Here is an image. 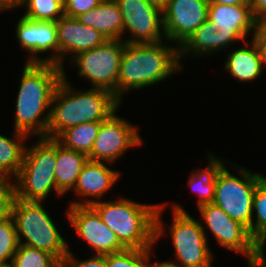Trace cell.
<instances>
[{"label": "cell", "instance_id": "1f68e13d", "mask_svg": "<svg viewBox=\"0 0 266 267\" xmlns=\"http://www.w3.org/2000/svg\"><path fill=\"white\" fill-rule=\"evenodd\" d=\"M103 0H65L64 15L77 18L79 15L96 8Z\"/></svg>", "mask_w": 266, "mask_h": 267}, {"label": "cell", "instance_id": "5b68a950", "mask_svg": "<svg viewBox=\"0 0 266 267\" xmlns=\"http://www.w3.org/2000/svg\"><path fill=\"white\" fill-rule=\"evenodd\" d=\"M39 139L29 150L25 149L23 163L14 183L18 199L42 202L51 190L56 191L58 196L63 195L55 181L56 139Z\"/></svg>", "mask_w": 266, "mask_h": 267}, {"label": "cell", "instance_id": "ab89813d", "mask_svg": "<svg viewBox=\"0 0 266 267\" xmlns=\"http://www.w3.org/2000/svg\"><path fill=\"white\" fill-rule=\"evenodd\" d=\"M260 42L262 43L263 45V48H264V52H265V58H266V39H259Z\"/></svg>", "mask_w": 266, "mask_h": 267}, {"label": "cell", "instance_id": "f1b7e54d", "mask_svg": "<svg viewBox=\"0 0 266 267\" xmlns=\"http://www.w3.org/2000/svg\"><path fill=\"white\" fill-rule=\"evenodd\" d=\"M152 249H126L122 252L106 255L107 267H157L150 264Z\"/></svg>", "mask_w": 266, "mask_h": 267}, {"label": "cell", "instance_id": "4316f807", "mask_svg": "<svg viewBox=\"0 0 266 267\" xmlns=\"http://www.w3.org/2000/svg\"><path fill=\"white\" fill-rule=\"evenodd\" d=\"M12 265L13 267H62L51 253L24 244H19Z\"/></svg>", "mask_w": 266, "mask_h": 267}, {"label": "cell", "instance_id": "8d00e7d4", "mask_svg": "<svg viewBox=\"0 0 266 267\" xmlns=\"http://www.w3.org/2000/svg\"><path fill=\"white\" fill-rule=\"evenodd\" d=\"M209 4L250 5L249 0H207Z\"/></svg>", "mask_w": 266, "mask_h": 267}, {"label": "cell", "instance_id": "d6a6232c", "mask_svg": "<svg viewBox=\"0 0 266 267\" xmlns=\"http://www.w3.org/2000/svg\"><path fill=\"white\" fill-rule=\"evenodd\" d=\"M62 267H107L106 255H95L93 258L78 261L69 250Z\"/></svg>", "mask_w": 266, "mask_h": 267}, {"label": "cell", "instance_id": "5bb4252c", "mask_svg": "<svg viewBox=\"0 0 266 267\" xmlns=\"http://www.w3.org/2000/svg\"><path fill=\"white\" fill-rule=\"evenodd\" d=\"M67 217L78 236L86 240L96 255H109L127 249L91 206H70Z\"/></svg>", "mask_w": 266, "mask_h": 267}, {"label": "cell", "instance_id": "4fadbf2b", "mask_svg": "<svg viewBox=\"0 0 266 267\" xmlns=\"http://www.w3.org/2000/svg\"><path fill=\"white\" fill-rule=\"evenodd\" d=\"M207 0H169L163 9L165 38L180 47L208 20Z\"/></svg>", "mask_w": 266, "mask_h": 267}, {"label": "cell", "instance_id": "ffe728a7", "mask_svg": "<svg viewBox=\"0 0 266 267\" xmlns=\"http://www.w3.org/2000/svg\"><path fill=\"white\" fill-rule=\"evenodd\" d=\"M77 19L107 39H121L123 36V17L116 0H103L96 8L79 15Z\"/></svg>", "mask_w": 266, "mask_h": 267}, {"label": "cell", "instance_id": "7c38bea8", "mask_svg": "<svg viewBox=\"0 0 266 267\" xmlns=\"http://www.w3.org/2000/svg\"><path fill=\"white\" fill-rule=\"evenodd\" d=\"M141 143V136H139L137 128L127 120L117 117L114 112L101 123L88 159L113 163L127 149L140 146Z\"/></svg>", "mask_w": 266, "mask_h": 267}, {"label": "cell", "instance_id": "52a82bcc", "mask_svg": "<svg viewBox=\"0 0 266 267\" xmlns=\"http://www.w3.org/2000/svg\"><path fill=\"white\" fill-rule=\"evenodd\" d=\"M237 167L242 178L232 175L225 166L217 174L213 203L232 219L244 225L251 235L254 192L264 176Z\"/></svg>", "mask_w": 266, "mask_h": 267}, {"label": "cell", "instance_id": "ac0fdd59", "mask_svg": "<svg viewBox=\"0 0 266 267\" xmlns=\"http://www.w3.org/2000/svg\"><path fill=\"white\" fill-rule=\"evenodd\" d=\"M120 173L108 168L103 162L88 160L82 168L74 186L75 193L84 197H96V200L85 199V202H71L70 206H90L97 202L113 184L117 182ZM104 193V194H103ZM87 200V201H86Z\"/></svg>", "mask_w": 266, "mask_h": 267}, {"label": "cell", "instance_id": "cb8c5ba5", "mask_svg": "<svg viewBox=\"0 0 266 267\" xmlns=\"http://www.w3.org/2000/svg\"><path fill=\"white\" fill-rule=\"evenodd\" d=\"M209 165L207 168L193 172L188 180V185L192 190L198 193V207L213 203L215 197L216 177L220 170L224 167L222 160L213 155H209Z\"/></svg>", "mask_w": 266, "mask_h": 267}, {"label": "cell", "instance_id": "f35d334b", "mask_svg": "<svg viewBox=\"0 0 266 267\" xmlns=\"http://www.w3.org/2000/svg\"><path fill=\"white\" fill-rule=\"evenodd\" d=\"M157 267H183V266L157 262ZM204 267H211V265L210 266H204Z\"/></svg>", "mask_w": 266, "mask_h": 267}, {"label": "cell", "instance_id": "7402d4cb", "mask_svg": "<svg viewBox=\"0 0 266 267\" xmlns=\"http://www.w3.org/2000/svg\"><path fill=\"white\" fill-rule=\"evenodd\" d=\"M15 139L0 134V180H10L20 172L26 147L23 140L28 135L14 131Z\"/></svg>", "mask_w": 266, "mask_h": 267}, {"label": "cell", "instance_id": "4dcf8cb0", "mask_svg": "<svg viewBox=\"0 0 266 267\" xmlns=\"http://www.w3.org/2000/svg\"><path fill=\"white\" fill-rule=\"evenodd\" d=\"M15 197L14 183L12 184L9 180H0V222L11 216Z\"/></svg>", "mask_w": 266, "mask_h": 267}, {"label": "cell", "instance_id": "484cf974", "mask_svg": "<svg viewBox=\"0 0 266 267\" xmlns=\"http://www.w3.org/2000/svg\"><path fill=\"white\" fill-rule=\"evenodd\" d=\"M256 211L257 220L251 222V236L264 250L266 244V177L259 182L254 192L253 212Z\"/></svg>", "mask_w": 266, "mask_h": 267}, {"label": "cell", "instance_id": "7a4b0ae2", "mask_svg": "<svg viewBox=\"0 0 266 267\" xmlns=\"http://www.w3.org/2000/svg\"><path fill=\"white\" fill-rule=\"evenodd\" d=\"M90 206L127 249H152L164 232L160 219L164 205H143L121 198L98 200Z\"/></svg>", "mask_w": 266, "mask_h": 267}, {"label": "cell", "instance_id": "30bf717a", "mask_svg": "<svg viewBox=\"0 0 266 267\" xmlns=\"http://www.w3.org/2000/svg\"><path fill=\"white\" fill-rule=\"evenodd\" d=\"M126 42L107 39L102 45L81 52L72 58L80 77L92 82L93 88L105 89L117 98L120 61Z\"/></svg>", "mask_w": 266, "mask_h": 267}, {"label": "cell", "instance_id": "e575fe53", "mask_svg": "<svg viewBox=\"0 0 266 267\" xmlns=\"http://www.w3.org/2000/svg\"><path fill=\"white\" fill-rule=\"evenodd\" d=\"M25 0H0V11L24 5Z\"/></svg>", "mask_w": 266, "mask_h": 267}, {"label": "cell", "instance_id": "836d02e7", "mask_svg": "<svg viewBox=\"0 0 266 267\" xmlns=\"http://www.w3.org/2000/svg\"><path fill=\"white\" fill-rule=\"evenodd\" d=\"M253 16L258 20L266 14V0H249Z\"/></svg>", "mask_w": 266, "mask_h": 267}, {"label": "cell", "instance_id": "44dd1931", "mask_svg": "<svg viewBox=\"0 0 266 267\" xmlns=\"http://www.w3.org/2000/svg\"><path fill=\"white\" fill-rule=\"evenodd\" d=\"M88 160L86 154L66 148L56 140L55 181L63 194L74 188Z\"/></svg>", "mask_w": 266, "mask_h": 267}, {"label": "cell", "instance_id": "e0dca14e", "mask_svg": "<svg viewBox=\"0 0 266 267\" xmlns=\"http://www.w3.org/2000/svg\"><path fill=\"white\" fill-rule=\"evenodd\" d=\"M59 44V67L63 58L72 52V56L102 45L107 38L96 29L84 25L77 18L63 15L56 21ZM75 54V55H73Z\"/></svg>", "mask_w": 266, "mask_h": 267}, {"label": "cell", "instance_id": "8992f818", "mask_svg": "<svg viewBox=\"0 0 266 267\" xmlns=\"http://www.w3.org/2000/svg\"><path fill=\"white\" fill-rule=\"evenodd\" d=\"M41 203L15 197L11 217L16 227L19 244L51 253L62 264L69 252V245L58 232ZM21 235L26 239L25 242H22Z\"/></svg>", "mask_w": 266, "mask_h": 267}, {"label": "cell", "instance_id": "6da1fadb", "mask_svg": "<svg viewBox=\"0 0 266 267\" xmlns=\"http://www.w3.org/2000/svg\"><path fill=\"white\" fill-rule=\"evenodd\" d=\"M63 69L53 63L26 62L16 99L15 131L47 137L49 108L54 91L63 78ZM46 109L49 110L45 116Z\"/></svg>", "mask_w": 266, "mask_h": 267}, {"label": "cell", "instance_id": "8fae6325", "mask_svg": "<svg viewBox=\"0 0 266 267\" xmlns=\"http://www.w3.org/2000/svg\"><path fill=\"white\" fill-rule=\"evenodd\" d=\"M116 2L123 17V34L128 30L127 32H131L132 35L131 38L124 39L126 43L162 42V33L165 38L163 10L147 0H116Z\"/></svg>", "mask_w": 266, "mask_h": 267}, {"label": "cell", "instance_id": "60d3db41", "mask_svg": "<svg viewBox=\"0 0 266 267\" xmlns=\"http://www.w3.org/2000/svg\"><path fill=\"white\" fill-rule=\"evenodd\" d=\"M0 267H13L12 262L10 263H0Z\"/></svg>", "mask_w": 266, "mask_h": 267}, {"label": "cell", "instance_id": "3957f363", "mask_svg": "<svg viewBox=\"0 0 266 267\" xmlns=\"http://www.w3.org/2000/svg\"><path fill=\"white\" fill-rule=\"evenodd\" d=\"M69 84L63 71V78L52 97L48 138L56 139L66 129L82 123L105 121L117 111L121 103L108 90L92 87L76 93Z\"/></svg>", "mask_w": 266, "mask_h": 267}, {"label": "cell", "instance_id": "83f0119b", "mask_svg": "<svg viewBox=\"0 0 266 267\" xmlns=\"http://www.w3.org/2000/svg\"><path fill=\"white\" fill-rule=\"evenodd\" d=\"M24 5L27 7L23 17L32 21L56 22L64 15L62 0H25Z\"/></svg>", "mask_w": 266, "mask_h": 267}, {"label": "cell", "instance_id": "277c9868", "mask_svg": "<svg viewBox=\"0 0 266 267\" xmlns=\"http://www.w3.org/2000/svg\"><path fill=\"white\" fill-rule=\"evenodd\" d=\"M163 43L125 44L117 80L120 102L124 92L151 86L182 69L179 47Z\"/></svg>", "mask_w": 266, "mask_h": 267}, {"label": "cell", "instance_id": "2e32d148", "mask_svg": "<svg viewBox=\"0 0 266 267\" xmlns=\"http://www.w3.org/2000/svg\"><path fill=\"white\" fill-rule=\"evenodd\" d=\"M16 35L20 46L32 55L29 56L28 63H53L59 66L56 22L32 21L22 16L17 23ZM50 50L56 53L45 59L37 57V53H45Z\"/></svg>", "mask_w": 266, "mask_h": 267}, {"label": "cell", "instance_id": "74e56055", "mask_svg": "<svg viewBox=\"0 0 266 267\" xmlns=\"http://www.w3.org/2000/svg\"><path fill=\"white\" fill-rule=\"evenodd\" d=\"M150 4L156 6L157 8H160L161 10H163L166 5H167V2L169 0H147Z\"/></svg>", "mask_w": 266, "mask_h": 267}, {"label": "cell", "instance_id": "f546056e", "mask_svg": "<svg viewBox=\"0 0 266 267\" xmlns=\"http://www.w3.org/2000/svg\"><path fill=\"white\" fill-rule=\"evenodd\" d=\"M19 247L16 227L10 216L0 222V263L12 262L14 254Z\"/></svg>", "mask_w": 266, "mask_h": 267}, {"label": "cell", "instance_id": "d590c367", "mask_svg": "<svg viewBox=\"0 0 266 267\" xmlns=\"http://www.w3.org/2000/svg\"><path fill=\"white\" fill-rule=\"evenodd\" d=\"M257 38L266 39V14L257 21Z\"/></svg>", "mask_w": 266, "mask_h": 267}, {"label": "cell", "instance_id": "9a60e30c", "mask_svg": "<svg viewBox=\"0 0 266 267\" xmlns=\"http://www.w3.org/2000/svg\"><path fill=\"white\" fill-rule=\"evenodd\" d=\"M208 20L220 31L222 48L240 40L248 46L246 37L251 31L257 37L258 20L250 5L209 4Z\"/></svg>", "mask_w": 266, "mask_h": 267}, {"label": "cell", "instance_id": "9c48e42d", "mask_svg": "<svg viewBox=\"0 0 266 267\" xmlns=\"http://www.w3.org/2000/svg\"><path fill=\"white\" fill-rule=\"evenodd\" d=\"M169 230L175 248V257L180 263H174V261L161 263L183 267L211 265L213 256L202 223L195 221L179 204L173 206V222Z\"/></svg>", "mask_w": 266, "mask_h": 267}, {"label": "cell", "instance_id": "d6986e66", "mask_svg": "<svg viewBox=\"0 0 266 267\" xmlns=\"http://www.w3.org/2000/svg\"><path fill=\"white\" fill-rule=\"evenodd\" d=\"M266 65L265 52L262 43L253 37L251 47H241L228 55L226 70L239 81H252L258 78Z\"/></svg>", "mask_w": 266, "mask_h": 267}, {"label": "cell", "instance_id": "d4e9b609", "mask_svg": "<svg viewBox=\"0 0 266 267\" xmlns=\"http://www.w3.org/2000/svg\"><path fill=\"white\" fill-rule=\"evenodd\" d=\"M103 121L79 124L63 131L56 140L64 147L86 154L91 153L100 125Z\"/></svg>", "mask_w": 266, "mask_h": 267}, {"label": "cell", "instance_id": "ba28073f", "mask_svg": "<svg viewBox=\"0 0 266 267\" xmlns=\"http://www.w3.org/2000/svg\"><path fill=\"white\" fill-rule=\"evenodd\" d=\"M198 208L220 246L247 255L250 267H266L264 250L244 225L232 219L214 203L203 204Z\"/></svg>", "mask_w": 266, "mask_h": 267}, {"label": "cell", "instance_id": "603a6c76", "mask_svg": "<svg viewBox=\"0 0 266 267\" xmlns=\"http://www.w3.org/2000/svg\"><path fill=\"white\" fill-rule=\"evenodd\" d=\"M222 49L220 31L207 20L179 47V58L188 52L196 56L213 54Z\"/></svg>", "mask_w": 266, "mask_h": 267}]
</instances>
